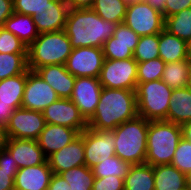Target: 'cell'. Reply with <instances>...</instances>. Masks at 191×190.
<instances>
[{"instance_id":"cell-14","label":"cell","mask_w":191,"mask_h":190,"mask_svg":"<svg viewBox=\"0 0 191 190\" xmlns=\"http://www.w3.org/2000/svg\"><path fill=\"white\" fill-rule=\"evenodd\" d=\"M42 113L46 124L66 126L80 133L88 127V122L69 98H59Z\"/></svg>"},{"instance_id":"cell-48","label":"cell","mask_w":191,"mask_h":190,"mask_svg":"<svg viewBox=\"0 0 191 190\" xmlns=\"http://www.w3.org/2000/svg\"><path fill=\"white\" fill-rule=\"evenodd\" d=\"M142 1L149 4L152 8L162 13L165 18L166 0H142Z\"/></svg>"},{"instance_id":"cell-18","label":"cell","mask_w":191,"mask_h":190,"mask_svg":"<svg viewBox=\"0 0 191 190\" xmlns=\"http://www.w3.org/2000/svg\"><path fill=\"white\" fill-rule=\"evenodd\" d=\"M52 174L48 160L43 164L18 169L14 190H47Z\"/></svg>"},{"instance_id":"cell-30","label":"cell","mask_w":191,"mask_h":190,"mask_svg":"<svg viewBox=\"0 0 191 190\" xmlns=\"http://www.w3.org/2000/svg\"><path fill=\"white\" fill-rule=\"evenodd\" d=\"M27 69V53H0V80L23 74Z\"/></svg>"},{"instance_id":"cell-15","label":"cell","mask_w":191,"mask_h":190,"mask_svg":"<svg viewBox=\"0 0 191 190\" xmlns=\"http://www.w3.org/2000/svg\"><path fill=\"white\" fill-rule=\"evenodd\" d=\"M5 149L16 160L19 169L36 166L47 161L37 140L7 138Z\"/></svg>"},{"instance_id":"cell-32","label":"cell","mask_w":191,"mask_h":190,"mask_svg":"<svg viewBox=\"0 0 191 190\" xmlns=\"http://www.w3.org/2000/svg\"><path fill=\"white\" fill-rule=\"evenodd\" d=\"M60 175L70 185L71 190H92L95 176L86 165L63 171Z\"/></svg>"},{"instance_id":"cell-16","label":"cell","mask_w":191,"mask_h":190,"mask_svg":"<svg viewBox=\"0 0 191 190\" xmlns=\"http://www.w3.org/2000/svg\"><path fill=\"white\" fill-rule=\"evenodd\" d=\"M54 174L85 165L84 140L81 135L47 158Z\"/></svg>"},{"instance_id":"cell-27","label":"cell","mask_w":191,"mask_h":190,"mask_svg":"<svg viewBox=\"0 0 191 190\" xmlns=\"http://www.w3.org/2000/svg\"><path fill=\"white\" fill-rule=\"evenodd\" d=\"M191 72V59L166 63L161 80L170 88H185Z\"/></svg>"},{"instance_id":"cell-10","label":"cell","mask_w":191,"mask_h":190,"mask_svg":"<svg viewBox=\"0 0 191 190\" xmlns=\"http://www.w3.org/2000/svg\"><path fill=\"white\" fill-rule=\"evenodd\" d=\"M45 124L41 111L20 107L15 109L10 117L6 135L7 138L37 140Z\"/></svg>"},{"instance_id":"cell-25","label":"cell","mask_w":191,"mask_h":190,"mask_svg":"<svg viewBox=\"0 0 191 190\" xmlns=\"http://www.w3.org/2000/svg\"><path fill=\"white\" fill-rule=\"evenodd\" d=\"M26 80L27 70L23 74L0 80V102L10 103L14 109L20 108Z\"/></svg>"},{"instance_id":"cell-12","label":"cell","mask_w":191,"mask_h":190,"mask_svg":"<svg viewBox=\"0 0 191 190\" xmlns=\"http://www.w3.org/2000/svg\"><path fill=\"white\" fill-rule=\"evenodd\" d=\"M102 86L99 78L76 77L71 97L69 98L88 122L95 113L100 101Z\"/></svg>"},{"instance_id":"cell-34","label":"cell","mask_w":191,"mask_h":190,"mask_svg":"<svg viewBox=\"0 0 191 190\" xmlns=\"http://www.w3.org/2000/svg\"><path fill=\"white\" fill-rule=\"evenodd\" d=\"M166 63L159 57L137 64V83L159 80L162 77Z\"/></svg>"},{"instance_id":"cell-37","label":"cell","mask_w":191,"mask_h":190,"mask_svg":"<svg viewBox=\"0 0 191 190\" xmlns=\"http://www.w3.org/2000/svg\"><path fill=\"white\" fill-rule=\"evenodd\" d=\"M27 46L4 27L0 28V53H27Z\"/></svg>"},{"instance_id":"cell-31","label":"cell","mask_w":191,"mask_h":190,"mask_svg":"<svg viewBox=\"0 0 191 190\" xmlns=\"http://www.w3.org/2000/svg\"><path fill=\"white\" fill-rule=\"evenodd\" d=\"M165 29L187 42L191 38V7L167 17Z\"/></svg>"},{"instance_id":"cell-36","label":"cell","mask_w":191,"mask_h":190,"mask_svg":"<svg viewBox=\"0 0 191 190\" xmlns=\"http://www.w3.org/2000/svg\"><path fill=\"white\" fill-rule=\"evenodd\" d=\"M137 44L104 43L102 50L105 59L121 60L133 57Z\"/></svg>"},{"instance_id":"cell-40","label":"cell","mask_w":191,"mask_h":190,"mask_svg":"<svg viewBox=\"0 0 191 190\" xmlns=\"http://www.w3.org/2000/svg\"><path fill=\"white\" fill-rule=\"evenodd\" d=\"M92 190H124V179L117 176L95 177Z\"/></svg>"},{"instance_id":"cell-53","label":"cell","mask_w":191,"mask_h":190,"mask_svg":"<svg viewBox=\"0 0 191 190\" xmlns=\"http://www.w3.org/2000/svg\"><path fill=\"white\" fill-rule=\"evenodd\" d=\"M187 88L191 91V72H190V78H189V81H188Z\"/></svg>"},{"instance_id":"cell-21","label":"cell","mask_w":191,"mask_h":190,"mask_svg":"<svg viewBox=\"0 0 191 190\" xmlns=\"http://www.w3.org/2000/svg\"><path fill=\"white\" fill-rule=\"evenodd\" d=\"M167 121L180 126L191 122V91L187 87L173 89Z\"/></svg>"},{"instance_id":"cell-13","label":"cell","mask_w":191,"mask_h":190,"mask_svg":"<svg viewBox=\"0 0 191 190\" xmlns=\"http://www.w3.org/2000/svg\"><path fill=\"white\" fill-rule=\"evenodd\" d=\"M59 99L57 93L35 72L27 69L21 107L41 111Z\"/></svg>"},{"instance_id":"cell-1","label":"cell","mask_w":191,"mask_h":190,"mask_svg":"<svg viewBox=\"0 0 191 190\" xmlns=\"http://www.w3.org/2000/svg\"><path fill=\"white\" fill-rule=\"evenodd\" d=\"M117 23L101 18L92 8L69 9L64 31L73 47H98L113 36Z\"/></svg>"},{"instance_id":"cell-2","label":"cell","mask_w":191,"mask_h":190,"mask_svg":"<svg viewBox=\"0 0 191 190\" xmlns=\"http://www.w3.org/2000/svg\"><path fill=\"white\" fill-rule=\"evenodd\" d=\"M137 115L135 91L103 87L95 113L88 121V127L98 131H109Z\"/></svg>"},{"instance_id":"cell-39","label":"cell","mask_w":191,"mask_h":190,"mask_svg":"<svg viewBox=\"0 0 191 190\" xmlns=\"http://www.w3.org/2000/svg\"><path fill=\"white\" fill-rule=\"evenodd\" d=\"M140 36L124 23L118 24L116 30L105 43L138 44Z\"/></svg>"},{"instance_id":"cell-42","label":"cell","mask_w":191,"mask_h":190,"mask_svg":"<svg viewBox=\"0 0 191 190\" xmlns=\"http://www.w3.org/2000/svg\"><path fill=\"white\" fill-rule=\"evenodd\" d=\"M18 170L0 168V190H14V180Z\"/></svg>"},{"instance_id":"cell-49","label":"cell","mask_w":191,"mask_h":190,"mask_svg":"<svg viewBox=\"0 0 191 190\" xmlns=\"http://www.w3.org/2000/svg\"><path fill=\"white\" fill-rule=\"evenodd\" d=\"M7 142L6 128L0 125V150L4 149Z\"/></svg>"},{"instance_id":"cell-6","label":"cell","mask_w":191,"mask_h":190,"mask_svg":"<svg viewBox=\"0 0 191 190\" xmlns=\"http://www.w3.org/2000/svg\"><path fill=\"white\" fill-rule=\"evenodd\" d=\"M172 91L161 79L137 83L135 93L138 115L148 121H167Z\"/></svg>"},{"instance_id":"cell-24","label":"cell","mask_w":191,"mask_h":190,"mask_svg":"<svg viewBox=\"0 0 191 190\" xmlns=\"http://www.w3.org/2000/svg\"><path fill=\"white\" fill-rule=\"evenodd\" d=\"M3 27L18 37L27 47L39 36L34 18L29 15L13 12Z\"/></svg>"},{"instance_id":"cell-23","label":"cell","mask_w":191,"mask_h":190,"mask_svg":"<svg viewBox=\"0 0 191 190\" xmlns=\"http://www.w3.org/2000/svg\"><path fill=\"white\" fill-rule=\"evenodd\" d=\"M158 50L159 57L165 63L190 59L187 42L171 34L165 28L159 33Z\"/></svg>"},{"instance_id":"cell-50","label":"cell","mask_w":191,"mask_h":190,"mask_svg":"<svg viewBox=\"0 0 191 190\" xmlns=\"http://www.w3.org/2000/svg\"><path fill=\"white\" fill-rule=\"evenodd\" d=\"M183 137L191 142V122L182 126Z\"/></svg>"},{"instance_id":"cell-35","label":"cell","mask_w":191,"mask_h":190,"mask_svg":"<svg viewBox=\"0 0 191 190\" xmlns=\"http://www.w3.org/2000/svg\"><path fill=\"white\" fill-rule=\"evenodd\" d=\"M171 165L187 176L191 173V142L184 137L178 143Z\"/></svg>"},{"instance_id":"cell-22","label":"cell","mask_w":191,"mask_h":190,"mask_svg":"<svg viewBox=\"0 0 191 190\" xmlns=\"http://www.w3.org/2000/svg\"><path fill=\"white\" fill-rule=\"evenodd\" d=\"M188 176L171 164L154 166V190H187Z\"/></svg>"},{"instance_id":"cell-51","label":"cell","mask_w":191,"mask_h":190,"mask_svg":"<svg viewBox=\"0 0 191 190\" xmlns=\"http://www.w3.org/2000/svg\"><path fill=\"white\" fill-rule=\"evenodd\" d=\"M187 47H188L189 58L191 59V38L187 41Z\"/></svg>"},{"instance_id":"cell-26","label":"cell","mask_w":191,"mask_h":190,"mask_svg":"<svg viewBox=\"0 0 191 190\" xmlns=\"http://www.w3.org/2000/svg\"><path fill=\"white\" fill-rule=\"evenodd\" d=\"M124 190H154V167L146 163L132 165L124 178Z\"/></svg>"},{"instance_id":"cell-45","label":"cell","mask_w":191,"mask_h":190,"mask_svg":"<svg viewBox=\"0 0 191 190\" xmlns=\"http://www.w3.org/2000/svg\"><path fill=\"white\" fill-rule=\"evenodd\" d=\"M47 190H71L70 185L60 174H52Z\"/></svg>"},{"instance_id":"cell-9","label":"cell","mask_w":191,"mask_h":190,"mask_svg":"<svg viewBox=\"0 0 191 190\" xmlns=\"http://www.w3.org/2000/svg\"><path fill=\"white\" fill-rule=\"evenodd\" d=\"M104 60L102 48L79 47L72 50L65 68L75 77L99 78Z\"/></svg>"},{"instance_id":"cell-11","label":"cell","mask_w":191,"mask_h":190,"mask_svg":"<svg viewBox=\"0 0 191 190\" xmlns=\"http://www.w3.org/2000/svg\"><path fill=\"white\" fill-rule=\"evenodd\" d=\"M80 135L84 140L87 167H94L100 158L105 159L115 155V136L112 130L98 131L87 127Z\"/></svg>"},{"instance_id":"cell-3","label":"cell","mask_w":191,"mask_h":190,"mask_svg":"<svg viewBox=\"0 0 191 190\" xmlns=\"http://www.w3.org/2000/svg\"><path fill=\"white\" fill-rule=\"evenodd\" d=\"M148 126L149 121L137 115L113 129L115 155L131 165L145 164Z\"/></svg>"},{"instance_id":"cell-7","label":"cell","mask_w":191,"mask_h":190,"mask_svg":"<svg viewBox=\"0 0 191 190\" xmlns=\"http://www.w3.org/2000/svg\"><path fill=\"white\" fill-rule=\"evenodd\" d=\"M137 64L138 62L133 57L121 60L105 59L99 76L101 86L135 91Z\"/></svg>"},{"instance_id":"cell-5","label":"cell","mask_w":191,"mask_h":190,"mask_svg":"<svg viewBox=\"0 0 191 190\" xmlns=\"http://www.w3.org/2000/svg\"><path fill=\"white\" fill-rule=\"evenodd\" d=\"M183 137L182 126L165 120L149 121L146 164H171L174 152Z\"/></svg>"},{"instance_id":"cell-47","label":"cell","mask_w":191,"mask_h":190,"mask_svg":"<svg viewBox=\"0 0 191 190\" xmlns=\"http://www.w3.org/2000/svg\"><path fill=\"white\" fill-rule=\"evenodd\" d=\"M69 9L92 8L94 0H65Z\"/></svg>"},{"instance_id":"cell-38","label":"cell","mask_w":191,"mask_h":190,"mask_svg":"<svg viewBox=\"0 0 191 190\" xmlns=\"http://www.w3.org/2000/svg\"><path fill=\"white\" fill-rule=\"evenodd\" d=\"M51 0H13V12L33 18L44 10Z\"/></svg>"},{"instance_id":"cell-33","label":"cell","mask_w":191,"mask_h":190,"mask_svg":"<svg viewBox=\"0 0 191 190\" xmlns=\"http://www.w3.org/2000/svg\"><path fill=\"white\" fill-rule=\"evenodd\" d=\"M159 34L140 36L139 42L133 52L137 62H145L159 58Z\"/></svg>"},{"instance_id":"cell-41","label":"cell","mask_w":191,"mask_h":190,"mask_svg":"<svg viewBox=\"0 0 191 190\" xmlns=\"http://www.w3.org/2000/svg\"><path fill=\"white\" fill-rule=\"evenodd\" d=\"M191 7V0H166L165 19Z\"/></svg>"},{"instance_id":"cell-8","label":"cell","mask_w":191,"mask_h":190,"mask_svg":"<svg viewBox=\"0 0 191 190\" xmlns=\"http://www.w3.org/2000/svg\"><path fill=\"white\" fill-rule=\"evenodd\" d=\"M123 23L139 36L159 34L165 28L163 14L143 1L127 4Z\"/></svg>"},{"instance_id":"cell-20","label":"cell","mask_w":191,"mask_h":190,"mask_svg":"<svg viewBox=\"0 0 191 190\" xmlns=\"http://www.w3.org/2000/svg\"><path fill=\"white\" fill-rule=\"evenodd\" d=\"M35 72L57 93L59 98L71 97L76 77L67 71L65 65H48L36 69Z\"/></svg>"},{"instance_id":"cell-43","label":"cell","mask_w":191,"mask_h":190,"mask_svg":"<svg viewBox=\"0 0 191 190\" xmlns=\"http://www.w3.org/2000/svg\"><path fill=\"white\" fill-rule=\"evenodd\" d=\"M0 168L6 170H18L16 160L11 154L4 148L0 150Z\"/></svg>"},{"instance_id":"cell-4","label":"cell","mask_w":191,"mask_h":190,"mask_svg":"<svg viewBox=\"0 0 191 190\" xmlns=\"http://www.w3.org/2000/svg\"><path fill=\"white\" fill-rule=\"evenodd\" d=\"M73 47L64 30L41 33L27 48V66L31 71L48 65H65Z\"/></svg>"},{"instance_id":"cell-28","label":"cell","mask_w":191,"mask_h":190,"mask_svg":"<svg viewBox=\"0 0 191 190\" xmlns=\"http://www.w3.org/2000/svg\"><path fill=\"white\" fill-rule=\"evenodd\" d=\"M92 9L104 20L121 24L125 18L127 3L123 0H94Z\"/></svg>"},{"instance_id":"cell-44","label":"cell","mask_w":191,"mask_h":190,"mask_svg":"<svg viewBox=\"0 0 191 190\" xmlns=\"http://www.w3.org/2000/svg\"><path fill=\"white\" fill-rule=\"evenodd\" d=\"M13 14V0H0V28L5 21Z\"/></svg>"},{"instance_id":"cell-52","label":"cell","mask_w":191,"mask_h":190,"mask_svg":"<svg viewBox=\"0 0 191 190\" xmlns=\"http://www.w3.org/2000/svg\"><path fill=\"white\" fill-rule=\"evenodd\" d=\"M123 1H125L127 4H131V3L141 2L142 0H123Z\"/></svg>"},{"instance_id":"cell-29","label":"cell","mask_w":191,"mask_h":190,"mask_svg":"<svg viewBox=\"0 0 191 190\" xmlns=\"http://www.w3.org/2000/svg\"><path fill=\"white\" fill-rule=\"evenodd\" d=\"M132 165L128 162L121 160L118 156L114 155L110 158L99 159L94 167H92L93 175L96 178H102L107 176H117L125 178Z\"/></svg>"},{"instance_id":"cell-46","label":"cell","mask_w":191,"mask_h":190,"mask_svg":"<svg viewBox=\"0 0 191 190\" xmlns=\"http://www.w3.org/2000/svg\"><path fill=\"white\" fill-rule=\"evenodd\" d=\"M14 108L10 106V103L0 102V125L4 128L7 127L10 117L14 112Z\"/></svg>"},{"instance_id":"cell-19","label":"cell","mask_w":191,"mask_h":190,"mask_svg":"<svg viewBox=\"0 0 191 190\" xmlns=\"http://www.w3.org/2000/svg\"><path fill=\"white\" fill-rule=\"evenodd\" d=\"M69 11L65 0H51L49 5L34 17L39 34L64 30Z\"/></svg>"},{"instance_id":"cell-17","label":"cell","mask_w":191,"mask_h":190,"mask_svg":"<svg viewBox=\"0 0 191 190\" xmlns=\"http://www.w3.org/2000/svg\"><path fill=\"white\" fill-rule=\"evenodd\" d=\"M79 135L80 132L77 129L62 125L45 124L37 142L43 150L44 155L48 158L53 153L71 143Z\"/></svg>"},{"instance_id":"cell-54","label":"cell","mask_w":191,"mask_h":190,"mask_svg":"<svg viewBox=\"0 0 191 190\" xmlns=\"http://www.w3.org/2000/svg\"><path fill=\"white\" fill-rule=\"evenodd\" d=\"M188 187L191 189V173L188 175Z\"/></svg>"}]
</instances>
